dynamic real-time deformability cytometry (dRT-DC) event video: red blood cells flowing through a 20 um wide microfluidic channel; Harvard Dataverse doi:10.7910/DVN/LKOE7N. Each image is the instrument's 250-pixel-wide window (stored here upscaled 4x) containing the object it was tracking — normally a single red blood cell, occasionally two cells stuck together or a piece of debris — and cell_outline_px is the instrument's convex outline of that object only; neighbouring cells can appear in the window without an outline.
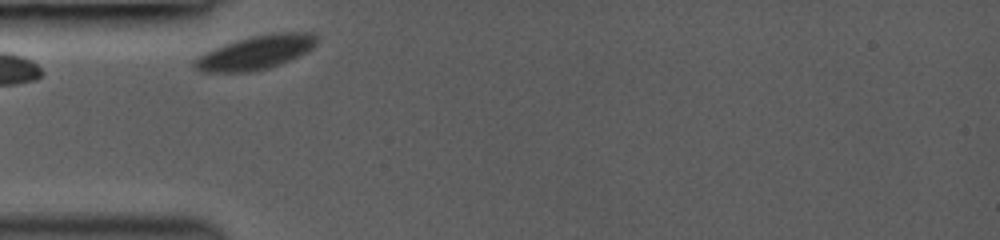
{"species": "common noctule bat (a hibernating species)", "species_latin": "Nyctalus noctula", "temperature_condition": "room temperature", "stored_images_in_passage": 18, "camera_frame_rate_fps": 3000, "um_per_image_px": 0.085, "animal": {"sex": "female", "body_mass_g": 19.0, "forearm_length_mm": 53.3}, "frame": {"image": 1, "passage_image": 1, "time_ms": 0.0, "image_size_px": [1000, 240], "cell_outline_px": [[316, 44], [312, 48], [280, 64], [268, 68], [252, 72], [200, 72], [192, 64], [192, 60], [224, 44], [252, 36], [272, 32], [316, 32]], "centroid_in_image_um": [21.74, 4.46], "position_along_channel_um": 63.3, "area_um2": 23.87}}
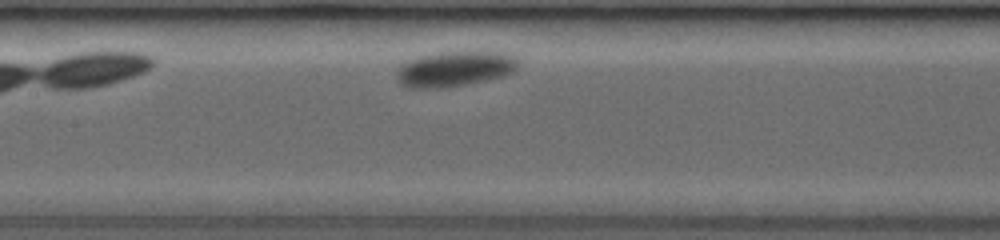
{"frame": {"image": 2, "passage_image": 8, "time_ms": 3.0, "image_size_px": [1000, 240], "cell_outline_px": [[520, 64], [512, 72], [504, 76], [468, 84], [444, 88], [408, 88], [400, 84], [396, 80], [396, 72], [400, 64], [420, 56], [440, 52], [512, 52], [516, 56]], "centroid_in_image_um": [38.66, 5.86], "position_along_channel_um": 168.7, "area_um2": 25.37}}
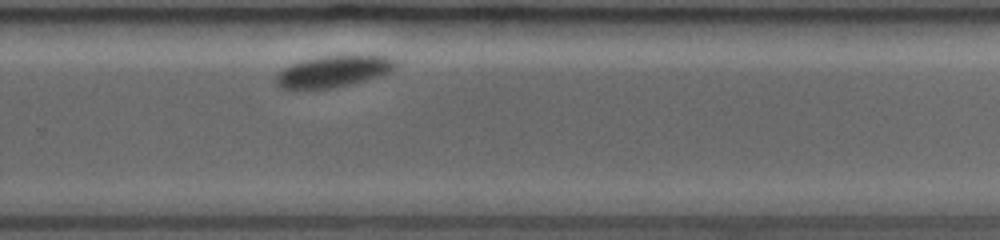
{"frame": {"image": 3, "passage_image": 18, "time_ms": 6.667, "image_size_px": [1000, 240], "cell_outline_px": [[396, 68], [380, 76], [368, 80], [352, 84], [332, 88], [296, 92], [280, 88], [276, 84], [276, 72], [292, 64], [316, 56], [352, 52], [364, 52], [388, 56], [396, 60]], "centroid_in_image_um": [28.35, 6.04], "position_along_channel_um": 301.4, "area_um2": 23.76}}